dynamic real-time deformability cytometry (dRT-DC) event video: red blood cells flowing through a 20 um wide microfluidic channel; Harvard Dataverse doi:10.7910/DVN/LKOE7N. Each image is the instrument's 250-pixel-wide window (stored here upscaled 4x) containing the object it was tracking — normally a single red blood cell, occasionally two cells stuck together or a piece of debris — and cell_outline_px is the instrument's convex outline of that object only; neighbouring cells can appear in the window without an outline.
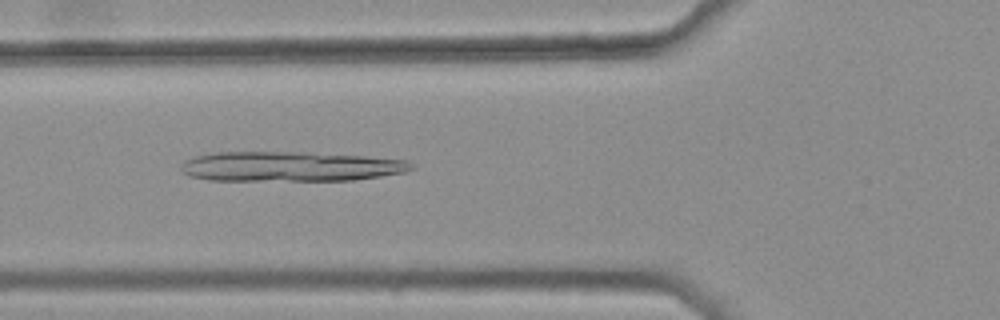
{"species": "common noctule bat (a hibernating species)", "species_latin": "Nyctalus noctula", "temperature_condition": "warm", "stored_images_in_passage": 46, "camera_frame_rate_fps": 3000, "um_per_image_px": 0.085, "animal": {"sex": "female", "body_mass_g": 25.1}, "frame": {"image": 1, "passage_image": 19, "time_ms": 6.0, "image_size_px": [1000, 320], "cell_outline_px": [[416, 168], [404, 172], [380, 176], [352, 180], [208, 180], [188, 176], [180, 168], [180, 164], [184, 160], [196, 156], [212, 152], [300, 152], [368, 156], [408, 160]], "centroid_in_image_um": [24.66, 14.14], "position_along_channel_um": 101.1, "area_um2": 40.23}}
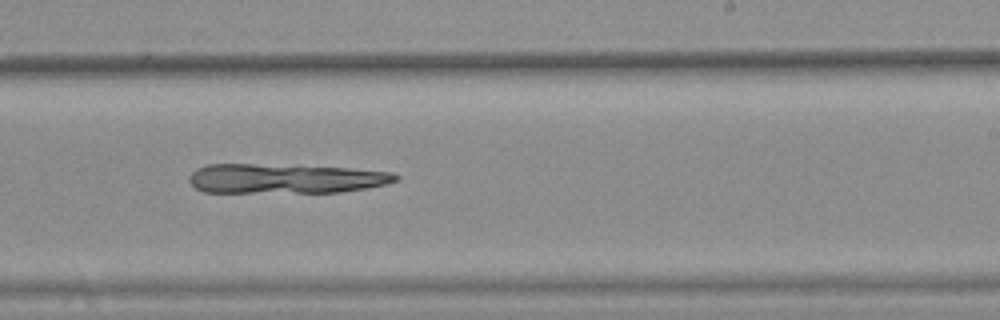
{"frame": {"image": 2, "passage_image": 32, "time_ms": 10.333, "image_size_px": [1000, 320], "cell_outline_px": [[400, 180], [388, 184], [340, 192], [204, 192], [196, 188], [188, 180], [188, 176], [196, 168], [208, 164], [252, 164], [348, 168], [392, 172], [400, 176]], "centroid_in_image_um": [24.24, 15.18], "position_along_channel_um": 264.8, "area_um2": 35.55}}
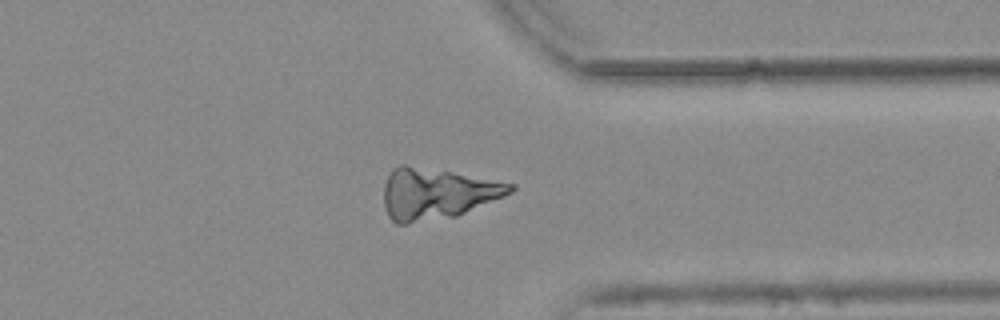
{"frame": {"image": 3, "passage_image": 41, "time_ms": 13.333, "image_size_px": [1000, 320], "cell_outline_px": [[516, 188], [512, 192], [504, 196], [456, 216], [408, 224], [396, 224], [388, 216], [384, 204], [384, 184], [392, 168], [400, 164], [404, 164], [516, 184]], "centroid_in_image_um": [37.1, 16.47], "position_along_channel_um": 374.3, "area_um2": 37.34}}